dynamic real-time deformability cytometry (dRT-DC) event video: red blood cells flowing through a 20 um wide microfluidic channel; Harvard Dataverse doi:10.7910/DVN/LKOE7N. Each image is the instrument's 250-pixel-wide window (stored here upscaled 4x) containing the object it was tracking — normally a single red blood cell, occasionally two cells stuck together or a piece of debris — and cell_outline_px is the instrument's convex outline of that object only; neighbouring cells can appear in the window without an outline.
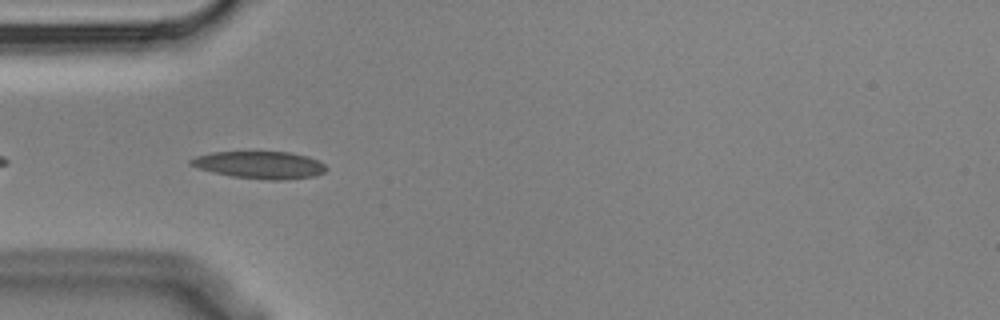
{"species": "Egyptian fruit bat (a non-hibernating species)", "species_latin": "Rousettus aegyptiacus", "temperature_condition": "cold", "stored_images_in_passage": 7, "camera_frame_rate_fps": 3000, "um_per_image_px": 0.085, "animal": {"sex": "male"}, "frame": {"image": 1, "passage_image": 4, "time_ms": 1.0, "image_size_px": [1000, 320], "cell_outline_px": [[328, 168], [324, 172], [316, 176], [280, 180], [268, 180], [232, 176], [212, 172], [196, 168], [188, 164], [188, 160], [196, 156], [212, 152], [288, 152], [308, 156], [324, 164]], "centroid_in_image_um": [22.06, 14.02], "position_along_channel_um": 62.9, "area_um2": 21.62}}
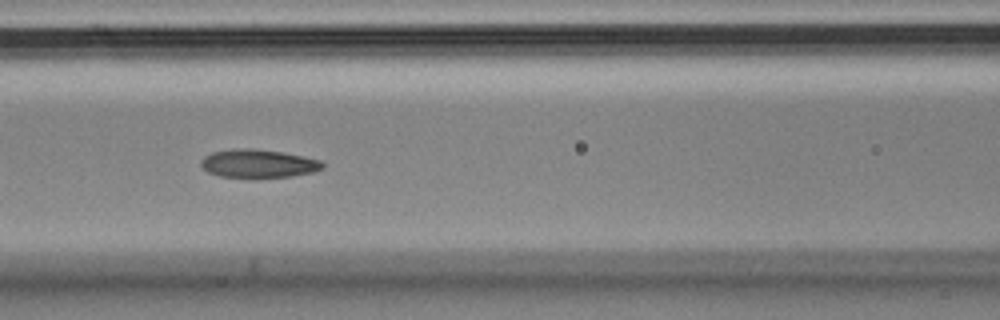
{"frame": {"image": 2, "passage_image": 6, "time_ms": 1.667, "image_size_px": [1000, 320], "cell_outline_px": [[324, 168], [312, 172], [292, 176], [220, 176], [208, 172], [200, 164], [200, 160], [204, 156], [212, 152], [236, 148], [252, 148], [284, 152], [320, 160], [324, 164]], "centroid_in_image_um": [21.95, 13.87], "position_along_channel_um": 144.7, "area_um2": 19.71}}
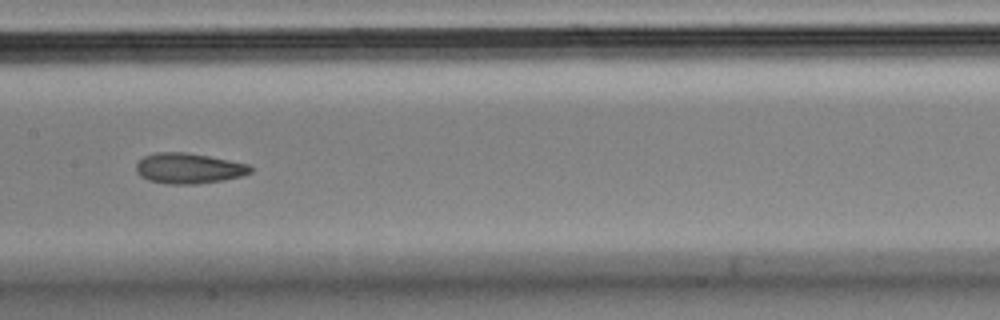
{"frame": {"image": 3, "passage_image": 7, "time_ms": 2.0, "image_size_px": [1000, 320], "cell_outline_px": [[252, 172], [240, 176], [220, 180], [196, 184], [164, 184], [148, 180], [140, 176], [136, 172], [136, 164], [144, 156], [156, 152], [184, 152], [208, 156], [248, 164], [252, 168]], "centroid_in_image_um": [15.99, 14.31], "position_along_channel_um": 191.4, "area_um2": 20.17}}